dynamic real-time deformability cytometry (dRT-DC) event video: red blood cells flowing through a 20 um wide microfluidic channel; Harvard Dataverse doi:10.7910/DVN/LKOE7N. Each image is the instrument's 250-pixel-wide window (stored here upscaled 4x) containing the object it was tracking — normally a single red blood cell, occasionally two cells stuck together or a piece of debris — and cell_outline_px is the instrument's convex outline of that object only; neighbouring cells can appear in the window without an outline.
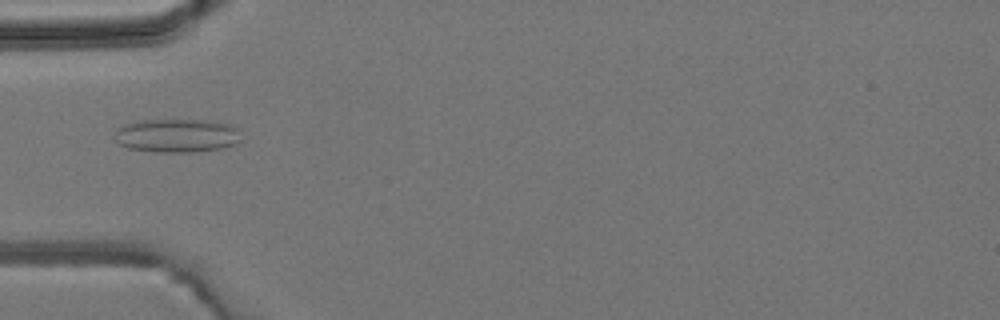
{"species": "common noctule bat (a hibernating species)", "species_latin": "Nyctalus noctula", "temperature_condition": "room temperature", "stored_images_in_passage": 5, "camera_frame_rate_fps": 3000, "um_per_image_px": 0.085, "animal": {"sex": "male", "body_mass_g": 19.2, "forearm_length_mm": 51.8}, "frame": {"image": 1, "passage_image": 5, "time_ms": 4.333, "image_size_px": [1000, 320], "cell_outline_px": [[240, 140], [236, 144], [224, 148], [192, 152], [156, 152], [128, 148], [120, 144], [116, 140], [116, 128], [124, 124], [144, 120], [208, 120], [228, 124], [236, 128]], "centroid_in_image_um": [15.03, 11.53], "position_along_channel_um": 70.0, "area_um2": 24.68}}